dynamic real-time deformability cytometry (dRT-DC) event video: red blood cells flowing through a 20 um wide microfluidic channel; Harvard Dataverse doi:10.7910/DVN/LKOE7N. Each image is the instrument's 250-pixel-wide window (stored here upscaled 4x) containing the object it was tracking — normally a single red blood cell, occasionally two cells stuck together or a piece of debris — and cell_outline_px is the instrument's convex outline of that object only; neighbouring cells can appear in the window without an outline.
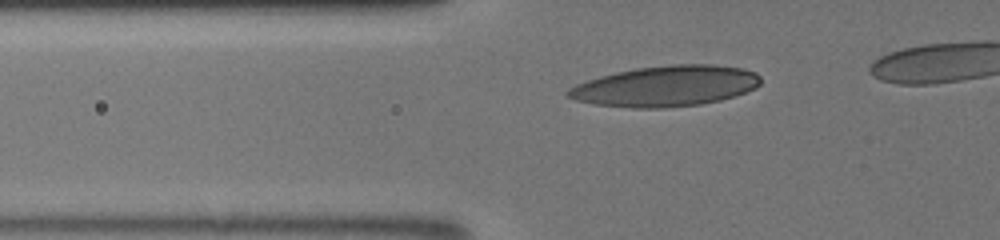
{"species": "human", "species_latin": "Homo sapiens", "temperature_condition": "room temperature", "stored_images_in_passage": 38, "camera_frame_rate_fps": 3000, "um_per_image_px": 0.085, "donor": {"sex": "male"}, "frame": {"image": 1, "passage_image": 11, "time_ms": 3.333, "image_size_px": [1000, 240], "cell_outline_px": [[760, 84], [756, 88], [736, 96], [720, 100], [700, 104], [664, 108], [632, 108], [592, 104], [576, 100], [568, 96], [564, 92], [568, 88], [576, 84], [600, 76], [616, 72], [636, 68], [672, 64], [712, 64], [744, 68], [756, 72], [760, 76]], "centroid_in_image_um": [56.6, 7.32], "position_along_channel_um": 69.2, "area_um2": 45.95}}
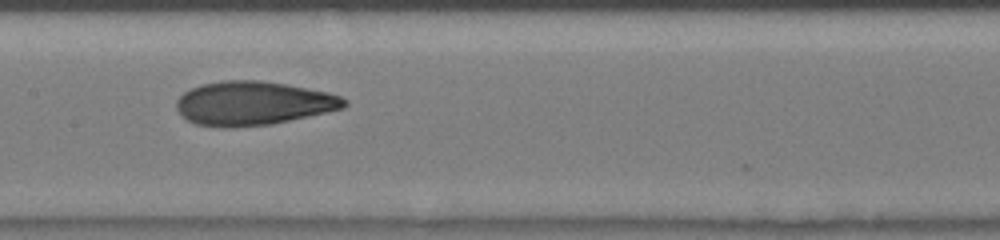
{"frame": {"image": 2, "passage_image": 20, "time_ms": 6.333, "image_size_px": [1000, 240], "cell_outline_px": [[348, 104], [344, 108], [272, 124], [236, 128], [220, 128], [196, 124], [180, 116], [176, 108], [176, 100], [184, 92], [200, 84], [224, 80], [260, 80], [284, 84], [328, 92], [340, 96], [348, 100]], "centroid_in_image_um": [21.48, 8.79], "position_along_channel_um": 185.9, "area_um2": 43.18}}
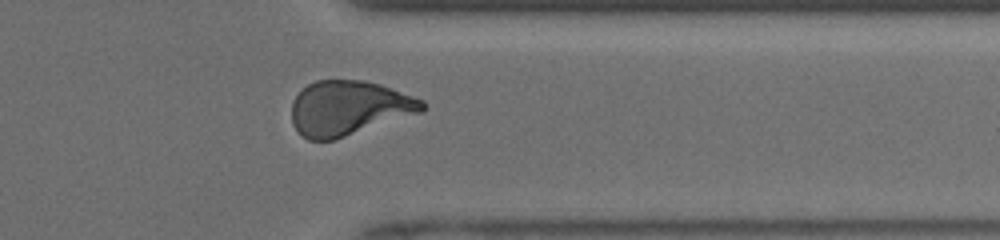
{"frame": {"image": 3, "passage_image": 34, "time_ms": 11.0, "image_size_px": [1000, 240], "cell_outline_px": [[424, 112], [336, 140], [308, 140], [292, 124], [292, 100], [308, 84], [316, 80], [364, 80], [380, 84], [424, 100]], "centroid_in_image_um": [29.67, 9.19], "position_along_channel_um": 381.7, "area_um2": 41.85}}